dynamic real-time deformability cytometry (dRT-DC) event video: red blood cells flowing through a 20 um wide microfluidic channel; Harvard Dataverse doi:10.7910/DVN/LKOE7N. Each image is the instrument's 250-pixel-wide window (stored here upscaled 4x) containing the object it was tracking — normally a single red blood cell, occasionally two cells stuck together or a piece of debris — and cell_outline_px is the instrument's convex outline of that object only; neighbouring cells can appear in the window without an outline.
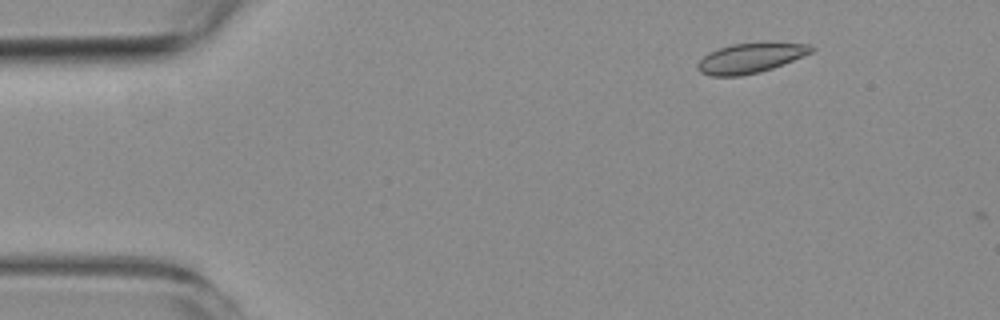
{"species": "common noctule bat (a hibernating species)", "species_latin": "Nyctalus noctula", "temperature_condition": "room temperature", "stored_images_in_passage": 4, "camera_frame_rate_fps": 3000, "um_per_image_px": 0.085, "animal": {"sex": "female", "body_mass_g": 19.3, "forearm_length_mm": 54.1}, "frame": {"image": 1, "passage_image": 2, "time_ms": 1.0, "image_size_px": [1000, 320], "cell_outline_px": [[816, 48], [812, 52], [772, 68], [760, 72], [740, 76], [712, 76], [700, 72], [696, 68], [696, 64], [708, 52], [732, 44], [764, 40], [768, 40], [812, 44]], "centroid_in_image_um": [63.83, 4.88], "position_along_channel_um": 21.2, "area_um2": 20.46}}